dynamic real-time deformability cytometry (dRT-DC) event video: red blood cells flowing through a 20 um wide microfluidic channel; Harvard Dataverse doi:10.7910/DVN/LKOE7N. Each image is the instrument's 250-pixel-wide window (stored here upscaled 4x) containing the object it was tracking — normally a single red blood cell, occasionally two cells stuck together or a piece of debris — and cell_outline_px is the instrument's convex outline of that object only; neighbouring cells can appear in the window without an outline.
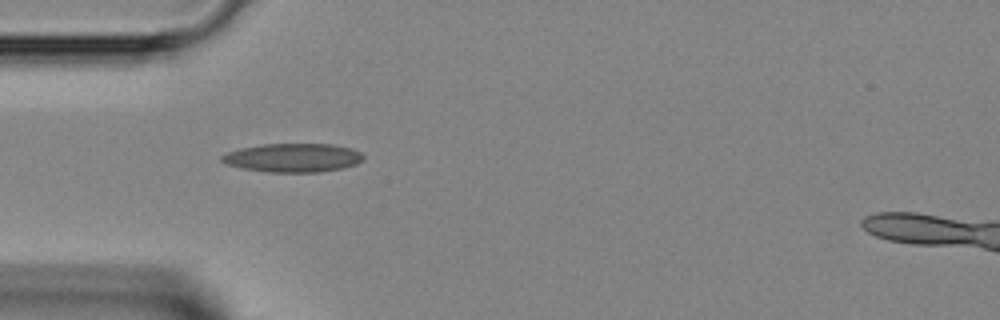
{"species": "Egyptian fruit bat (a non-hibernating species)", "species_latin": "Rousettus aegyptiacus", "temperature_condition": "room temperature", "stored_images_in_passage": 34, "segment_of_instrument_passage": [1, 2], "camera_frame_rate_fps": 3000, "um_per_image_px": 0.085, "animal": {"sex": "female"}, "frame": {"image": 1, "passage_image": 1, "time_ms": 0.0, "image_size_px": [1000, 320], "cell_outline_px": [[364, 160], [356, 164], [340, 168], [320, 172], [268, 172], [240, 168], [224, 164], [220, 160], [220, 156], [228, 152], [240, 148], [260, 144], [332, 144], [352, 148], [360, 152], [364, 156]], "centroid_in_image_um": [24.87, 13.4], "position_along_channel_um": 60.1, "area_um2": 23.87}}
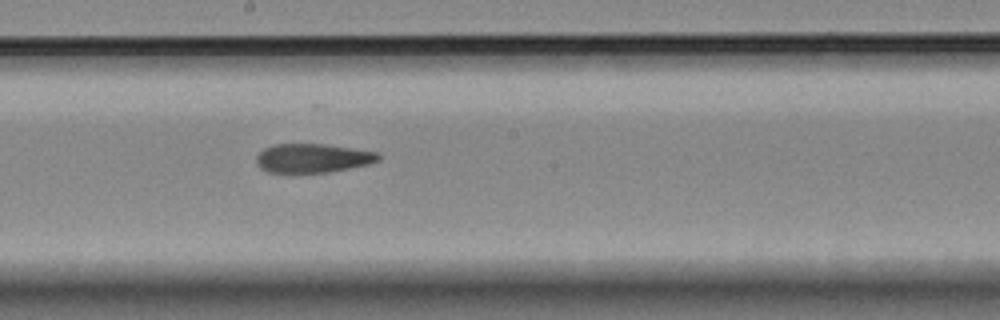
{"frame": {"image": 2, "passage_image": 12, "time_ms": 3.667, "image_size_px": [1000, 320], "cell_outline_px": [[380, 160], [368, 164], [328, 172], [268, 172], [260, 168], [256, 164], [256, 156], [264, 148], [276, 144], [324, 144], [376, 152], [380, 156]], "centroid_in_image_um": [26.54, 13.44], "position_along_channel_um": 221.7, "area_um2": 20.35}}
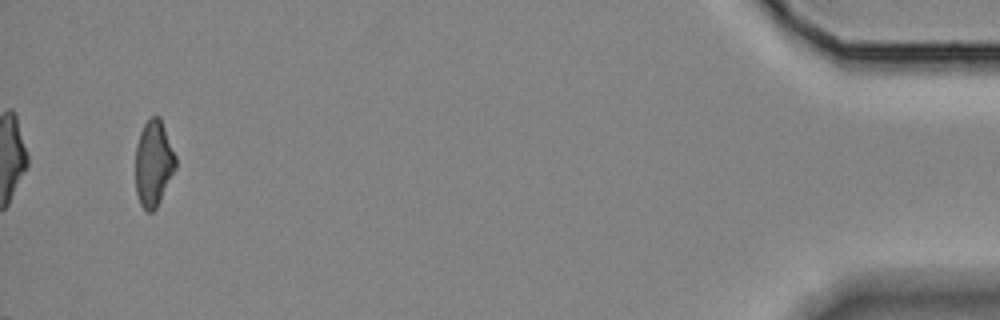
{"frame": {"image": 3, "passage_image": 31, "time_ms": 10.0, "image_size_px": [1000, 320], "cell_outline_px": [[176, 168], [156, 208], [152, 212], [148, 212], [140, 204], [136, 192], [136, 144], [140, 132], [144, 124], [152, 116], [160, 116], [176, 156]], "centroid_in_image_um": [13.05, 13.87], "position_along_channel_um": 422.1, "area_um2": 20.06}}